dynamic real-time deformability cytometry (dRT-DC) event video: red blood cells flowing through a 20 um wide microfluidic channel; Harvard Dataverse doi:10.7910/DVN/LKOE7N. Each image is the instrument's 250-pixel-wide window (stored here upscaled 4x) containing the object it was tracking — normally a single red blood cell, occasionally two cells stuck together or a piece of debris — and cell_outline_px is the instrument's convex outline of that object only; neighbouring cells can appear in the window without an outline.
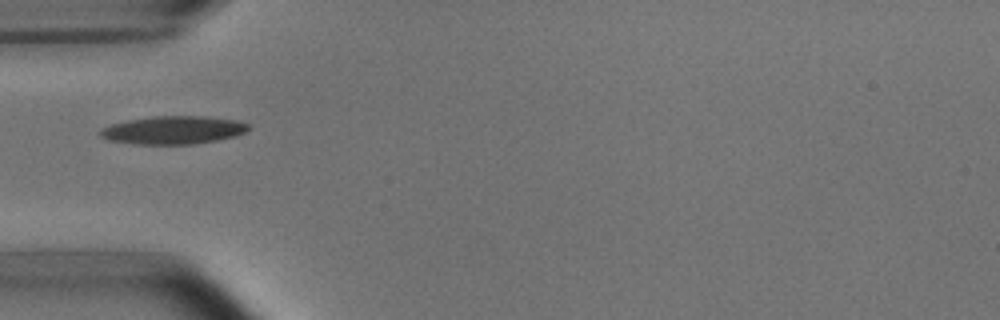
{"species": "common noctule bat (a hibernating species)", "species_latin": "Nyctalus noctula", "temperature_condition": "room temperature", "stored_images_in_passage": 4, "camera_frame_rate_fps": 3000, "um_per_image_px": 0.085, "animal": {"sex": "male", "body_mass_g": 15.6}, "frame": {"image": 1, "passage_image": 1, "time_ms": 0.0, "image_size_px": [1000, 320], "cell_outline_px": [[252, 128], [236, 136], [216, 140], [192, 144], [136, 144], [108, 140], [100, 136], [96, 132], [100, 128], [112, 124], [128, 120], [152, 116], [208, 116], [236, 120], [248, 124]], "centroid_in_image_um": [14.7, 11.05], "position_along_channel_um": 70.3, "area_um2": 24.39}}
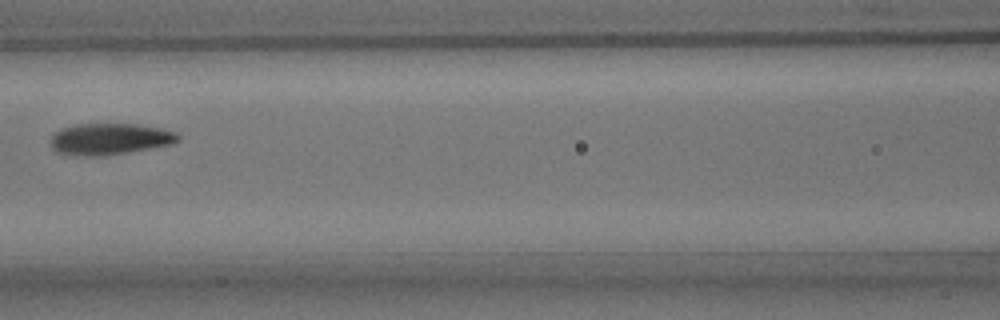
{"frame": {"image": 2, "passage_image": 3, "time_ms": 2.333, "image_size_px": [1000, 320], "cell_outline_px": [[180, 140], [168, 144], [108, 156], [84, 156], [56, 152], [52, 148], [52, 136], [60, 128], [76, 124], [136, 124], [160, 128], [176, 132], [180, 136]], "centroid_in_image_um": [9.31, 11.81], "position_along_channel_um": 157.3, "area_um2": 23.18}}
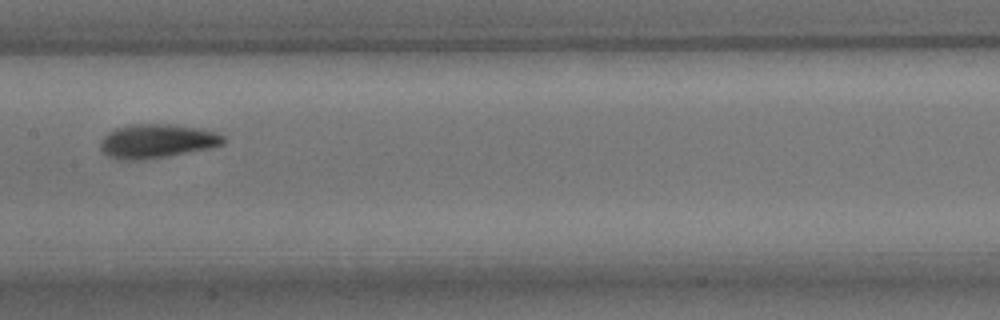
{"frame": {"image": 3, "passage_image": 4, "time_ms": 3.333, "image_size_px": [1000, 320], "cell_outline_px": [[224, 144], [212, 148], [168, 156], [144, 160], [124, 160], [108, 156], [100, 148], [100, 144], [104, 136], [108, 132], [116, 128], [132, 124], [168, 124], [200, 128], [224, 136]], "centroid_in_image_um": [13.34, 12.0], "position_along_channel_um": 194.1, "area_um2": 24.28}}